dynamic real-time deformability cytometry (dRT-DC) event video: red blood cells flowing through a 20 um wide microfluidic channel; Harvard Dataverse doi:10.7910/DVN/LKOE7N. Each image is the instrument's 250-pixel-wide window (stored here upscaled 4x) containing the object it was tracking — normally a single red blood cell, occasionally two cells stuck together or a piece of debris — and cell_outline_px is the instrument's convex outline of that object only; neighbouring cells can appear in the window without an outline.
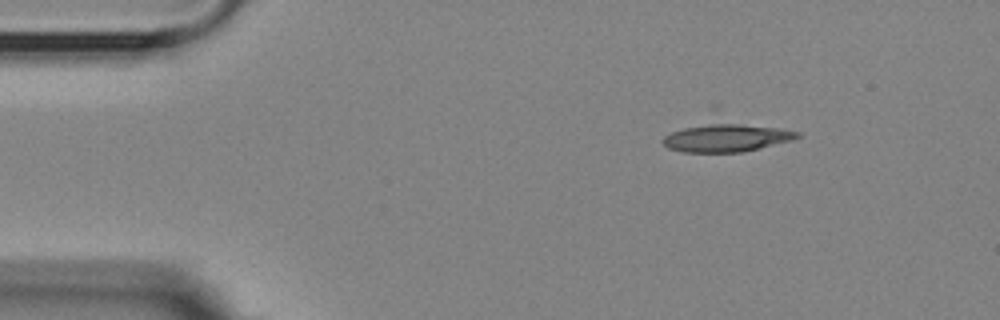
{"species": "Egyptian fruit bat (a non-hibernating species)", "species_latin": "Rousettus aegyptiacus", "temperature_condition": "room temperature", "stored_images_in_passage": 4, "camera_frame_rate_fps": 3000, "um_per_image_px": 0.085, "animal": {"sex": "female"}, "frame": {"image": 1, "passage_image": 1, "time_ms": 0.0, "image_size_px": [1000, 320], "cell_outline_px": [[800, 136], [792, 140], [744, 152], [684, 152], [668, 148], [660, 140], [664, 136], [672, 132], [684, 128], [720, 120], [724, 120], [780, 128], [800, 132]], "centroid_in_image_um": [61.76, 11.68], "position_along_channel_um": 23.2, "area_um2": 22.48}}
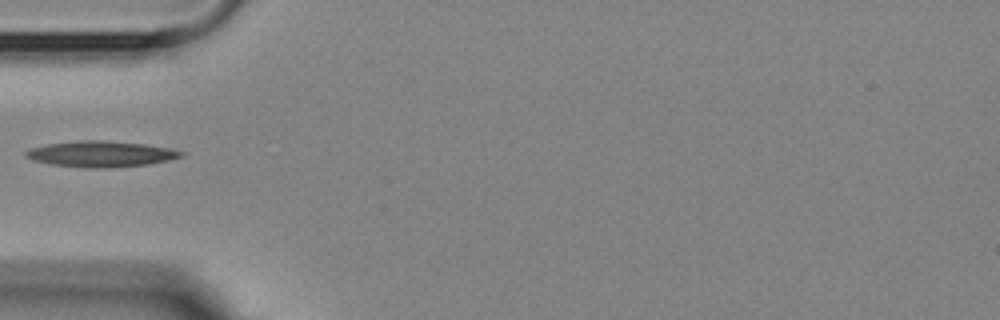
{"frame": {"image": 2, "passage_image": 4, "time_ms": 3.333, "image_size_px": [1000, 320], "cell_outline_px": [[184, 156], [168, 160], [148, 164], [108, 168], [80, 168], [52, 164], [32, 160], [24, 156], [24, 152], [32, 148], [48, 144], [80, 140], [104, 140], [144, 144], [172, 148], [184, 152]], "centroid_in_image_um": [8.58, 13.09], "position_along_channel_um": 76.4, "area_um2": 23.52}}